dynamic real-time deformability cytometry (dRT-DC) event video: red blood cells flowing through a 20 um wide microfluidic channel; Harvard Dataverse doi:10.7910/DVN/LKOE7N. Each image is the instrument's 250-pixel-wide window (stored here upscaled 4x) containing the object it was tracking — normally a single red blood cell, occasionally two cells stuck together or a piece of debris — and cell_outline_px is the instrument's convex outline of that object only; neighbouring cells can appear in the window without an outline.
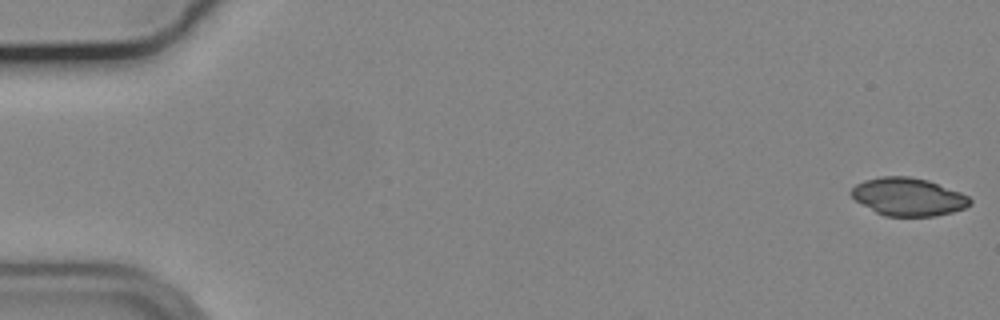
{"species": "common noctule bat (a hibernating species)", "species_latin": "Nyctalus noctula", "temperature_condition": "cold", "stored_images_in_passage": 43, "camera_frame_rate_fps": 3000, "um_per_image_px": 0.085, "animal": {"sex": "male", "body_mass_g": 19.2, "forearm_length_mm": 51.8}, "frame": {"image": 1, "passage_image": 1, "time_ms": 0.0, "image_size_px": [1000, 320], "cell_outline_px": [[972, 204], [964, 208], [952, 212], [936, 216], [884, 216], [876, 212], [856, 200], [848, 192], [856, 184], [864, 180], [880, 176], [908, 176], [928, 180], [960, 192], [968, 196], [972, 200]], "centroid_in_image_um": [77.2, 16.72], "position_along_channel_um": 7.8, "area_um2": 26.24}}
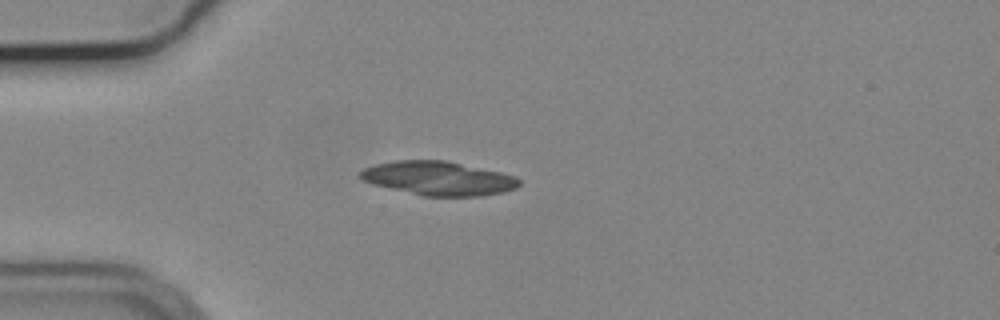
{"frame": {"image": 2, "passage_image": 15, "time_ms": 4.667, "image_size_px": [1000, 320], "cell_outline_px": [[520, 184], [516, 188], [504, 192], [480, 196], [420, 196], [372, 184], [360, 180], [360, 172], [364, 168], [376, 164], [396, 160], [448, 160], [500, 172], [516, 176], [520, 180]], "centroid_in_image_um": [37.26, 15.16], "position_along_channel_um": 47.7, "area_um2": 31.67}}